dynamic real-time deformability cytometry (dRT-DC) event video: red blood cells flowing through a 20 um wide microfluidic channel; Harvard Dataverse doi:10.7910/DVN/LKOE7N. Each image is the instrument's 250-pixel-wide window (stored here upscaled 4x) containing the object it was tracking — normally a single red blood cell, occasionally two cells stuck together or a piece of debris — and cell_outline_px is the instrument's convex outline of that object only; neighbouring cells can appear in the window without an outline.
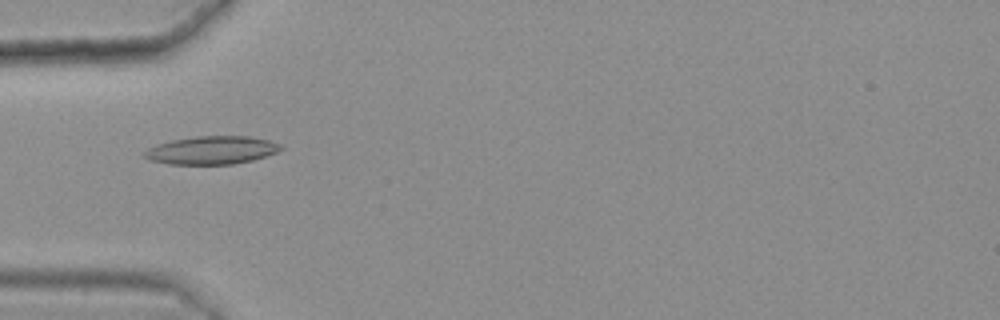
{"species": "common noctule bat (a hibernating species)", "species_latin": "Nyctalus noctula", "temperature_condition": "warm", "stored_images_in_passage": 50, "camera_frame_rate_fps": 3000, "um_per_image_px": 0.085, "animal": {"sex": "female", "body_mass_g": 25.1}, "frame": {"image": 1, "passage_image": 18, "time_ms": 5.667, "image_size_px": [1000, 320], "cell_outline_px": [[284, 148], [276, 152], [252, 160], [232, 164], [168, 164], [148, 160], [144, 156], [144, 152], [148, 148], [156, 144], [172, 140], [196, 136], [248, 136], [268, 140], [280, 144]], "centroid_in_image_um": [17.96, 12.76], "position_along_channel_um": 67.0, "area_um2": 22.25}}
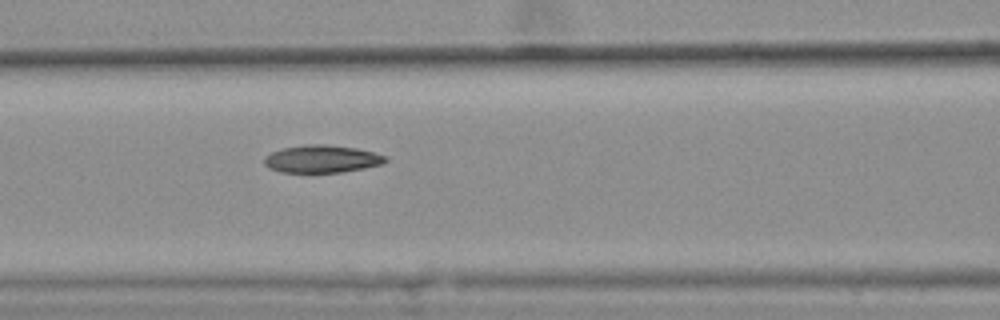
{"frame": {"image": 2, "passage_image": 24, "time_ms": 7.667, "image_size_px": [1000, 320], "cell_outline_px": [[388, 160], [384, 164], [364, 168], [340, 172], [280, 172], [268, 168], [264, 164], [264, 156], [280, 148], [304, 144], [324, 144], [356, 148], [388, 156]], "centroid_in_image_um": [27.34, 13.5], "position_along_channel_um": 139.3, "area_um2": 19.65}}
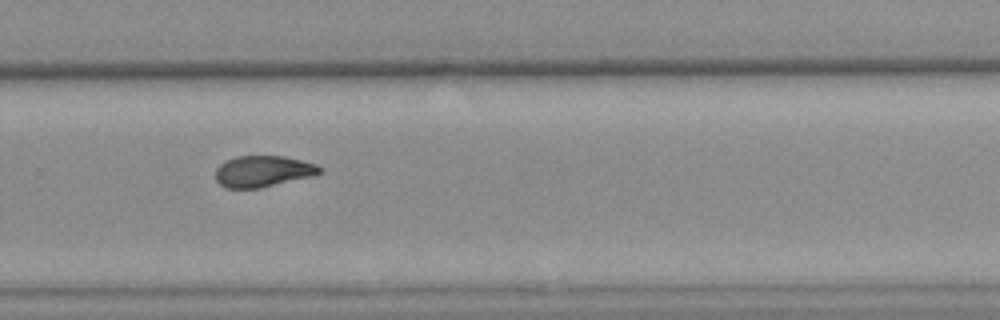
{"frame": {"image": 3, "passage_image": 38, "time_ms": 12.333, "image_size_px": [1000, 320], "cell_outline_px": [[324, 168], [320, 172], [312, 176], [260, 188], [224, 188], [216, 180], [216, 168], [224, 160], [236, 156], [284, 156], [316, 164]], "centroid_in_image_um": [22.33, 14.56], "position_along_channel_um": 307.5, "area_um2": 19.02}, "authors_computed_cell_mechanics": {"area_um2": 20.0566, "velocity_mm_per_s": 3.6143, "shape_relaxation_time_tau1_ms": null, "shape_relaxation_time_tau2_ms": 3.626, "deformation_change_tau1": null, "deformation_change_tau2": 0.0969}}